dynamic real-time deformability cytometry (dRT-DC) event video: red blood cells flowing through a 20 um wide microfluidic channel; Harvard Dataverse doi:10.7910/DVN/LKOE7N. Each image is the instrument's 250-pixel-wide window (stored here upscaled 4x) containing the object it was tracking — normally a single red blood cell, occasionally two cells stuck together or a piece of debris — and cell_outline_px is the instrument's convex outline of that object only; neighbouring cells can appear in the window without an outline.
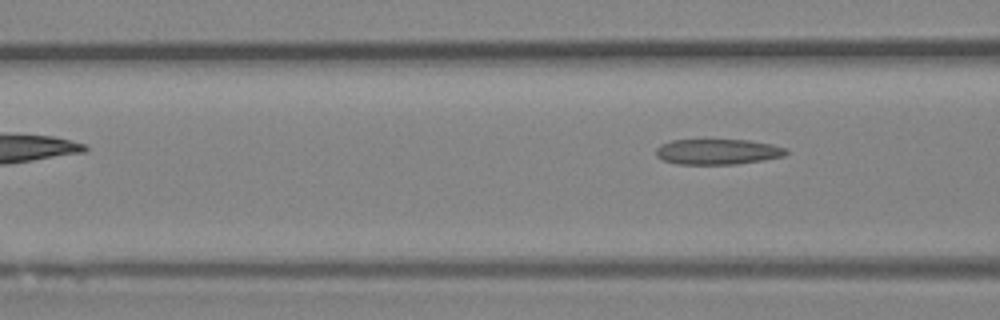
{"species": "Egyptian fruit bat (a non-hibernating species)", "species_latin": "Rousettus aegyptiacus", "temperature_condition": "room temperature", "stored_images_in_passage": 6, "camera_frame_rate_fps": 3000, "um_per_image_px": 0.085, "animal": {"sex": "female"}, "frame": {"image": 1, "passage_image": 6, "time_ms": 6.0, "image_size_px": [1000, 320], "cell_outline_px": [[788, 152], [784, 156], [764, 160], [736, 164], [676, 164], [664, 160], [656, 156], [656, 148], [660, 144], [672, 140], [748, 140], [772, 144], [788, 148]], "centroid_in_image_um": [61.02, 12.9], "position_along_channel_um": 105.6, "area_um2": 19.42}}